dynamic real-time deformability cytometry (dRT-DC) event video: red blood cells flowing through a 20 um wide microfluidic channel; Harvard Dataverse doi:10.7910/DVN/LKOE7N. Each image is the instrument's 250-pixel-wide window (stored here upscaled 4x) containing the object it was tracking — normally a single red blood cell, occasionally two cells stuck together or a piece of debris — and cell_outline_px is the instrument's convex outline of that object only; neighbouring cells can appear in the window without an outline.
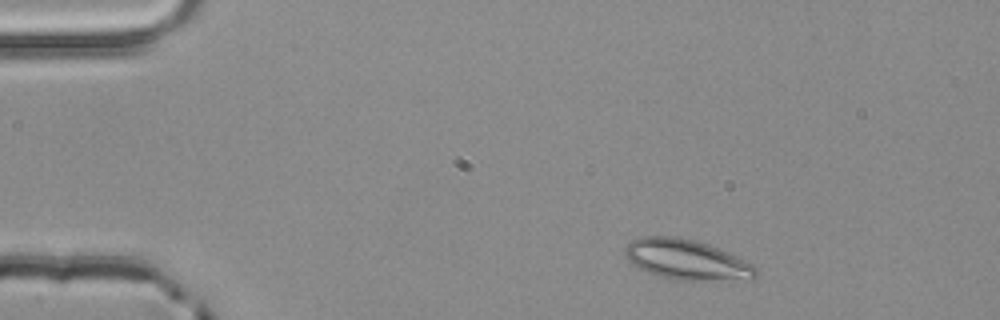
{"species": "common noctule bat (a hibernating species)", "species_latin": "Nyctalus noctula", "temperature_condition": "room temperature", "stored_images_in_passage": 3, "camera_frame_rate_fps": 3000, "um_per_image_px": 0.085, "animal": {"sex": "male", "body_mass_g": 20.4}, "frame": {"image": 1, "passage_image": 1, "time_ms": 0.0, "image_size_px": [1000, 320], "cell_outline_px": [[756, 276], [752, 280], [672, 280], [648, 272], [632, 264], [624, 256], [624, 248], [632, 240], [644, 236], [672, 236], [696, 240], [708, 244], [752, 264], [756, 268]], "centroid_in_image_um": [58.34, 22.08], "position_along_channel_um": 26.7, "area_um2": 30.58}}